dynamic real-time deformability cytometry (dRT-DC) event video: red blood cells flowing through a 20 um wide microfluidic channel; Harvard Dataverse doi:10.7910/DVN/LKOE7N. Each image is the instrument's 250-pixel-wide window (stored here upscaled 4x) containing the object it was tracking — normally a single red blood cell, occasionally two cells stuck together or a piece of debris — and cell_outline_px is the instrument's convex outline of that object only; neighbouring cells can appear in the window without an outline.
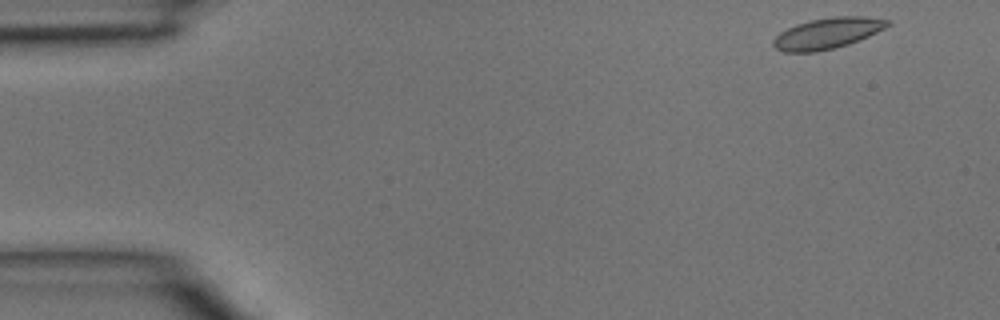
{"species": "common noctule bat (a hibernating species)", "species_latin": "Nyctalus noctula", "temperature_condition": "room temperature", "stored_images_in_passage": 4, "camera_frame_rate_fps": 3000, "um_per_image_px": 0.085, "animal": {"sex": "male", "body_mass_g": 15.6}, "frame": {"image": 1, "passage_image": 1, "time_ms": 0.0, "image_size_px": [1000, 320], "cell_outline_px": [[892, 24], [860, 40], [836, 48], [816, 52], [784, 52], [776, 48], [772, 44], [772, 40], [780, 32], [796, 24], [812, 20], [832, 16], [864, 16], [892, 20]], "centroid_in_image_um": [70.35, 2.83], "position_along_channel_um": 14.7, "area_um2": 20.69}}
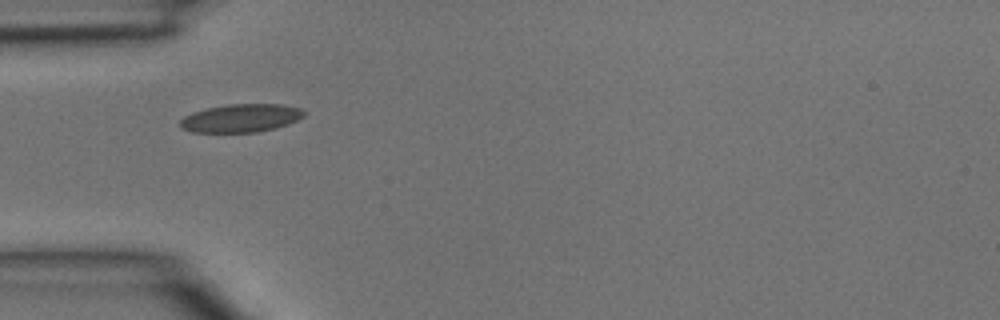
{"frame": {"image": 2, "passage_image": 4, "time_ms": 1.0, "image_size_px": [1000, 320], "cell_outline_px": [[308, 112], [304, 116], [288, 124], [276, 128], [256, 132], [192, 132], [180, 128], [180, 120], [184, 116], [192, 112], [208, 108], [228, 104], [280, 104], [300, 108]], "centroid_in_image_um": [20.49, 10.04], "position_along_channel_um": 64.5, "area_um2": 20.4}}